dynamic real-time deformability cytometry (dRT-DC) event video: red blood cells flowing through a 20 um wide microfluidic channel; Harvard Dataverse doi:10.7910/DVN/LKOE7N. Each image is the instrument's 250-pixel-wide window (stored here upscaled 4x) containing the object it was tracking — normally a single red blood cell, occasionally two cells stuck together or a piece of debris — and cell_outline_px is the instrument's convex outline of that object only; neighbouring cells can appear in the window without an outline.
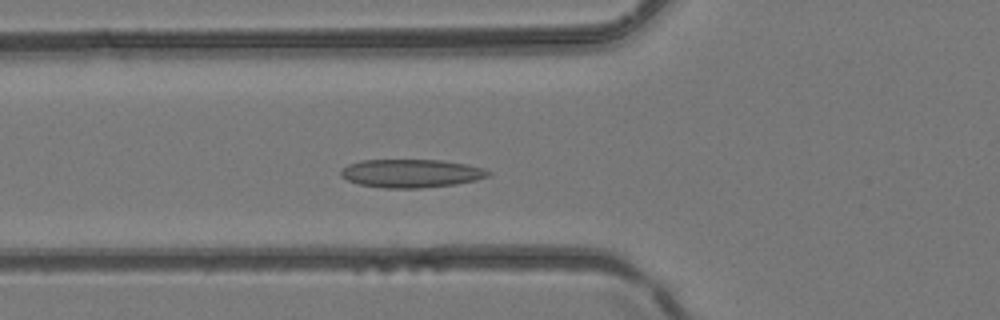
{"species": "common noctule bat (a hibernating species)", "species_latin": "Nyctalus noctula", "temperature_condition": "room temperature", "stored_images_in_passage": 41, "camera_frame_rate_fps": 3000, "um_per_image_px": 0.085, "animal": {"sex": "female", "body_mass_g": 24.6, "forearm_length_mm": 56.2}, "frame": {"image": 1, "passage_image": 14, "time_ms": 4.333, "image_size_px": [1000, 320], "cell_outline_px": [[492, 172], [488, 176], [476, 180], [456, 184], [420, 188], [384, 188], [360, 184], [348, 180], [340, 176], [340, 168], [348, 164], [360, 160], [444, 160], [468, 164], [484, 168]], "centroid_in_image_um": [34.95, 14.73], "position_along_channel_um": 90.9, "area_um2": 24.51}}
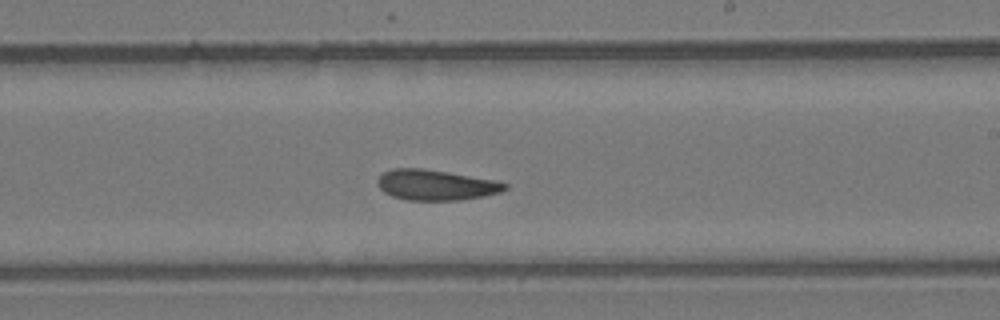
{"frame": {"image": 2, "passage_image": 24, "time_ms": 7.667, "image_size_px": [1000, 320], "cell_outline_px": [[508, 188], [500, 192], [484, 196], [460, 200], [408, 200], [392, 196], [384, 192], [380, 188], [376, 180], [384, 172], [392, 168], [420, 168], [448, 172], [496, 180], [508, 184]], "centroid_in_image_um": [37.05, 15.72], "position_along_channel_um": 251.9, "area_um2": 22.6}}
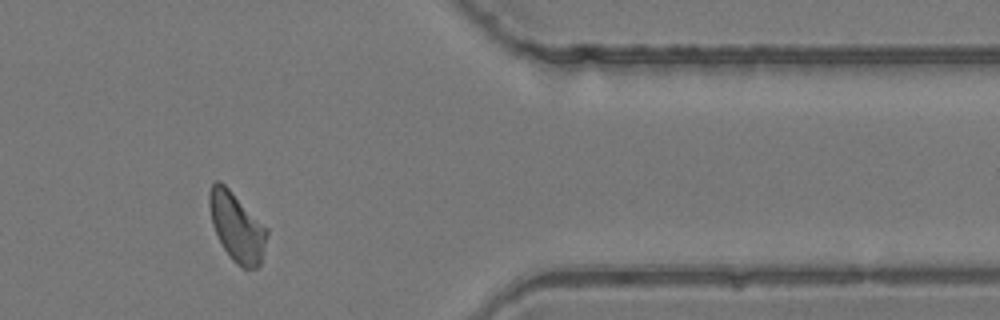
{"frame": {"image": 3, "passage_image": 34, "time_ms": 11.0, "image_size_px": [1000, 320], "cell_outline_px": [[268, 232], [260, 264], [256, 268], [244, 268], [236, 264], [232, 260], [224, 248], [212, 224], [208, 204], [208, 192], [212, 184], [216, 180], [220, 180], [268, 228]], "centroid_in_image_um": [20.12, 19.27], "position_along_channel_um": 391.3, "area_um2": 22.89}}